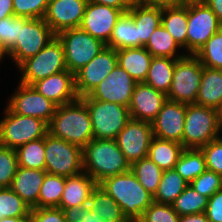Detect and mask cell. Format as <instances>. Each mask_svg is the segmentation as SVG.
I'll use <instances>...</instances> for the list:
<instances>
[{"instance_id": "obj_21", "label": "cell", "mask_w": 222, "mask_h": 222, "mask_svg": "<svg viewBox=\"0 0 222 222\" xmlns=\"http://www.w3.org/2000/svg\"><path fill=\"white\" fill-rule=\"evenodd\" d=\"M32 86L57 106L70 103L78 98L74 74L69 70L55 73L35 82Z\"/></svg>"}, {"instance_id": "obj_30", "label": "cell", "mask_w": 222, "mask_h": 222, "mask_svg": "<svg viewBox=\"0 0 222 222\" xmlns=\"http://www.w3.org/2000/svg\"><path fill=\"white\" fill-rule=\"evenodd\" d=\"M176 59L169 57H153L144 83L158 91L169 93Z\"/></svg>"}, {"instance_id": "obj_57", "label": "cell", "mask_w": 222, "mask_h": 222, "mask_svg": "<svg viewBox=\"0 0 222 222\" xmlns=\"http://www.w3.org/2000/svg\"><path fill=\"white\" fill-rule=\"evenodd\" d=\"M218 117H219V126H220V128L222 130V106L218 110Z\"/></svg>"}, {"instance_id": "obj_8", "label": "cell", "mask_w": 222, "mask_h": 222, "mask_svg": "<svg viewBox=\"0 0 222 222\" xmlns=\"http://www.w3.org/2000/svg\"><path fill=\"white\" fill-rule=\"evenodd\" d=\"M45 171L49 174L70 177L83 172L82 148L49 132L44 137Z\"/></svg>"}, {"instance_id": "obj_4", "label": "cell", "mask_w": 222, "mask_h": 222, "mask_svg": "<svg viewBox=\"0 0 222 222\" xmlns=\"http://www.w3.org/2000/svg\"><path fill=\"white\" fill-rule=\"evenodd\" d=\"M221 131L218 110L197 104H186L182 138L184 148L200 149L220 137Z\"/></svg>"}, {"instance_id": "obj_36", "label": "cell", "mask_w": 222, "mask_h": 222, "mask_svg": "<svg viewBox=\"0 0 222 222\" xmlns=\"http://www.w3.org/2000/svg\"><path fill=\"white\" fill-rule=\"evenodd\" d=\"M16 154L19 166L45 171L44 138L30 141L18 147Z\"/></svg>"}, {"instance_id": "obj_29", "label": "cell", "mask_w": 222, "mask_h": 222, "mask_svg": "<svg viewBox=\"0 0 222 222\" xmlns=\"http://www.w3.org/2000/svg\"><path fill=\"white\" fill-rule=\"evenodd\" d=\"M87 205L92 213H98L103 222H129L117 202L98 185L92 191Z\"/></svg>"}, {"instance_id": "obj_41", "label": "cell", "mask_w": 222, "mask_h": 222, "mask_svg": "<svg viewBox=\"0 0 222 222\" xmlns=\"http://www.w3.org/2000/svg\"><path fill=\"white\" fill-rule=\"evenodd\" d=\"M15 149L0 145V188H9L18 170Z\"/></svg>"}, {"instance_id": "obj_19", "label": "cell", "mask_w": 222, "mask_h": 222, "mask_svg": "<svg viewBox=\"0 0 222 222\" xmlns=\"http://www.w3.org/2000/svg\"><path fill=\"white\" fill-rule=\"evenodd\" d=\"M186 104L167 99L151 123L153 137L182 144Z\"/></svg>"}, {"instance_id": "obj_48", "label": "cell", "mask_w": 222, "mask_h": 222, "mask_svg": "<svg viewBox=\"0 0 222 222\" xmlns=\"http://www.w3.org/2000/svg\"><path fill=\"white\" fill-rule=\"evenodd\" d=\"M205 214L210 222H222V189L208 198Z\"/></svg>"}, {"instance_id": "obj_22", "label": "cell", "mask_w": 222, "mask_h": 222, "mask_svg": "<svg viewBox=\"0 0 222 222\" xmlns=\"http://www.w3.org/2000/svg\"><path fill=\"white\" fill-rule=\"evenodd\" d=\"M46 171L19 166L10 188L30 207L38 208L39 192Z\"/></svg>"}, {"instance_id": "obj_54", "label": "cell", "mask_w": 222, "mask_h": 222, "mask_svg": "<svg viewBox=\"0 0 222 222\" xmlns=\"http://www.w3.org/2000/svg\"><path fill=\"white\" fill-rule=\"evenodd\" d=\"M179 222H210L205 213L180 216Z\"/></svg>"}, {"instance_id": "obj_3", "label": "cell", "mask_w": 222, "mask_h": 222, "mask_svg": "<svg viewBox=\"0 0 222 222\" xmlns=\"http://www.w3.org/2000/svg\"><path fill=\"white\" fill-rule=\"evenodd\" d=\"M83 172L97 184L130 171V164L113 139H92L82 148Z\"/></svg>"}, {"instance_id": "obj_20", "label": "cell", "mask_w": 222, "mask_h": 222, "mask_svg": "<svg viewBox=\"0 0 222 222\" xmlns=\"http://www.w3.org/2000/svg\"><path fill=\"white\" fill-rule=\"evenodd\" d=\"M166 101L167 95L165 93L144 82L136 83L128 107L130 117L152 123Z\"/></svg>"}, {"instance_id": "obj_33", "label": "cell", "mask_w": 222, "mask_h": 222, "mask_svg": "<svg viewBox=\"0 0 222 222\" xmlns=\"http://www.w3.org/2000/svg\"><path fill=\"white\" fill-rule=\"evenodd\" d=\"M188 185L175 169L164 170L153 200L172 205Z\"/></svg>"}, {"instance_id": "obj_5", "label": "cell", "mask_w": 222, "mask_h": 222, "mask_svg": "<svg viewBox=\"0 0 222 222\" xmlns=\"http://www.w3.org/2000/svg\"><path fill=\"white\" fill-rule=\"evenodd\" d=\"M89 110L93 139H113L131 119L129 108L114 102L92 99L89 95L80 97Z\"/></svg>"}, {"instance_id": "obj_6", "label": "cell", "mask_w": 222, "mask_h": 222, "mask_svg": "<svg viewBox=\"0 0 222 222\" xmlns=\"http://www.w3.org/2000/svg\"><path fill=\"white\" fill-rule=\"evenodd\" d=\"M17 68L21 73L19 82L31 86L39 80L67 70L61 41L56 36L36 55L21 62Z\"/></svg>"}, {"instance_id": "obj_1", "label": "cell", "mask_w": 222, "mask_h": 222, "mask_svg": "<svg viewBox=\"0 0 222 222\" xmlns=\"http://www.w3.org/2000/svg\"><path fill=\"white\" fill-rule=\"evenodd\" d=\"M48 129L53 136L81 148L93 139L89 110L80 97L70 103L57 106Z\"/></svg>"}, {"instance_id": "obj_18", "label": "cell", "mask_w": 222, "mask_h": 222, "mask_svg": "<svg viewBox=\"0 0 222 222\" xmlns=\"http://www.w3.org/2000/svg\"><path fill=\"white\" fill-rule=\"evenodd\" d=\"M89 0H49L44 21L57 35L61 31L79 28Z\"/></svg>"}, {"instance_id": "obj_28", "label": "cell", "mask_w": 222, "mask_h": 222, "mask_svg": "<svg viewBox=\"0 0 222 222\" xmlns=\"http://www.w3.org/2000/svg\"><path fill=\"white\" fill-rule=\"evenodd\" d=\"M184 149L181 143L153 137L147 157L163 171L170 170L175 168Z\"/></svg>"}, {"instance_id": "obj_23", "label": "cell", "mask_w": 222, "mask_h": 222, "mask_svg": "<svg viewBox=\"0 0 222 222\" xmlns=\"http://www.w3.org/2000/svg\"><path fill=\"white\" fill-rule=\"evenodd\" d=\"M97 185V182L85 172L66 177V184L58 208L86 206Z\"/></svg>"}, {"instance_id": "obj_27", "label": "cell", "mask_w": 222, "mask_h": 222, "mask_svg": "<svg viewBox=\"0 0 222 222\" xmlns=\"http://www.w3.org/2000/svg\"><path fill=\"white\" fill-rule=\"evenodd\" d=\"M161 24L182 49H186L188 3L162 7Z\"/></svg>"}, {"instance_id": "obj_59", "label": "cell", "mask_w": 222, "mask_h": 222, "mask_svg": "<svg viewBox=\"0 0 222 222\" xmlns=\"http://www.w3.org/2000/svg\"><path fill=\"white\" fill-rule=\"evenodd\" d=\"M4 58V54L0 51V62H2Z\"/></svg>"}, {"instance_id": "obj_39", "label": "cell", "mask_w": 222, "mask_h": 222, "mask_svg": "<svg viewBox=\"0 0 222 222\" xmlns=\"http://www.w3.org/2000/svg\"><path fill=\"white\" fill-rule=\"evenodd\" d=\"M31 208L9 187L0 188V219L29 216Z\"/></svg>"}, {"instance_id": "obj_32", "label": "cell", "mask_w": 222, "mask_h": 222, "mask_svg": "<svg viewBox=\"0 0 222 222\" xmlns=\"http://www.w3.org/2000/svg\"><path fill=\"white\" fill-rule=\"evenodd\" d=\"M144 48L153 57H169L172 59H179L186 55L185 53H178V48L180 50L181 47L174 40L168 30L163 27L162 24H160L154 30Z\"/></svg>"}, {"instance_id": "obj_2", "label": "cell", "mask_w": 222, "mask_h": 222, "mask_svg": "<svg viewBox=\"0 0 222 222\" xmlns=\"http://www.w3.org/2000/svg\"><path fill=\"white\" fill-rule=\"evenodd\" d=\"M98 186L117 202L129 222H137L154 202L131 171L108 177Z\"/></svg>"}, {"instance_id": "obj_10", "label": "cell", "mask_w": 222, "mask_h": 222, "mask_svg": "<svg viewBox=\"0 0 222 222\" xmlns=\"http://www.w3.org/2000/svg\"><path fill=\"white\" fill-rule=\"evenodd\" d=\"M55 37L56 34L43 18L20 17L19 38L4 57L8 56L18 66L25 59L36 55Z\"/></svg>"}, {"instance_id": "obj_14", "label": "cell", "mask_w": 222, "mask_h": 222, "mask_svg": "<svg viewBox=\"0 0 222 222\" xmlns=\"http://www.w3.org/2000/svg\"><path fill=\"white\" fill-rule=\"evenodd\" d=\"M152 138L151 123L131 118L117 135L115 141L131 166L138 160L148 156Z\"/></svg>"}, {"instance_id": "obj_47", "label": "cell", "mask_w": 222, "mask_h": 222, "mask_svg": "<svg viewBox=\"0 0 222 222\" xmlns=\"http://www.w3.org/2000/svg\"><path fill=\"white\" fill-rule=\"evenodd\" d=\"M33 222H66L62 209L53 208H31L30 212Z\"/></svg>"}, {"instance_id": "obj_53", "label": "cell", "mask_w": 222, "mask_h": 222, "mask_svg": "<svg viewBox=\"0 0 222 222\" xmlns=\"http://www.w3.org/2000/svg\"><path fill=\"white\" fill-rule=\"evenodd\" d=\"M204 3L212 9L222 25V0H205Z\"/></svg>"}, {"instance_id": "obj_49", "label": "cell", "mask_w": 222, "mask_h": 222, "mask_svg": "<svg viewBox=\"0 0 222 222\" xmlns=\"http://www.w3.org/2000/svg\"><path fill=\"white\" fill-rule=\"evenodd\" d=\"M89 1L101 5L110 6L116 9H120L124 13H126L133 4V0H89Z\"/></svg>"}, {"instance_id": "obj_43", "label": "cell", "mask_w": 222, "mask_h": 222, "mask_svg": "<svg viewBox=\"0 0 222 222\" xmlns=\"http://www.w3.org/2000/svg\"><path fill=\"white\" fill-rule=\"evenodd\" d=\"M180 216L172 205L153 202L137 222H179Z\"/></svg>"}, {"instance_id": "obj_17", "label": "cell", "mask_w": 222, "mask_h": 222, "mask_svg": "<svg viewBox=\"0 0 222 222\" xmlns=\"http://www.w3.org/2000/svg\"><path fill=\"white\" fill-rule=\"evenodd\" d=\"M123 13L120 9L88 1L79 28L107 44Z\"/></svg>"}, {"instance_id": "obj_51", "label": "cell", "mask_w": 222, "mask_h": 222, "mask_svg": "<svg viewBox=\"0 0 222 222\" xmlns=\"http://www.w3.org/2000/svg\"><path fill=\"white\" fill-rule=\"evenodd\" d=\"M134 3L145 6H173L184 3L183 0H133Z\"/></svg>"}, {"instance_id": "obj_26", "label": "cell", "mask_w": 222, "mask_h": 222, "mask_svg": "<svg viewBox=\"0 0 222 222\" xmlns=\"http://www.w3.org/2000/svg\"><path fill=\"white\" fill-rule=\"evenodd\" d=\"M195 104L219 110L222 106V70L203 66Z\"/></svg>"}, {"instance_id": "obj_56", "label": "cell", "mask_w": 222, "mask_h": 222, "mask_svg": "<svg viewBox=\"0 0 222 222\" xmlns=\"http://www.w3.org/2000/svg\"><path fill=\"white\" fill-rule=\"evenodd\" d=\"M0 222H33L31 215L23 217H6L0 219Z\"/></svg>"}, {"instance_id": "obj_16", "label": "cell", "mask_w": 222, "mask_h": 222, "mask_svg": "<svg viewBox=\"0 0 222 222\" xmlns=\"http://www.w3.org/2000/svg\"><path fill=\"white\" fill-rule=\"evenodd\" d=\"M136 81L118 64L88 95L92 99L129 107Z\"/></svg>"}, {"instance_id": "obj_13", "label": "cell", "mask_w": 222, "mask_h": 222, "mask_svg": "<svg viewBox=\"0 0 222 222\" xmlns=\"http://www.w3.org/2000/svg\"><path fill=\"white\" fill-rule=\"evenodd\" d=\"M9 100L6 106L13 113L39 118L48 125L57 108L55 103L41 95L33 86L20 82Z\"/></svg>"}, {"instance_id": "obj_44", "label": "cell", "mask_w": 222, "mask_h": 222, "mask_svg": "<svg viewBox=\"0 0 222 222\" xmlns=\"http://www.w3.org/2000/svg\"><path fill=\"white\" fill-rule=\"evenodd\" d=\"M190 186L201 195L210 198L222 189V176L206 169L190 183Z\"/></svg>"}, {"instance_id": "obj_24", "label": "cell", "mask_w": 222, "mask_h": 222, "mask_svg": "<svg viewBox=\"0 0 222 222\" xmlns=\"http://www.w3.org/2000/svg\"><path fill=\"white\" fill-rule=\"evenodd\" d=\"M117 64L137 82H144L153 56L144 47L116 50Z\"/></svg>"}, {"instance_id": "obj_46", "label": "cell", "mask_w": 222, "mask_h": 222, "mask_svg": "<svg viewBox=\"0 0 222 222\" xmlns=\"http://www.w3.org/2000/svg\"><path fill=\"white\" fill-rule=\"evenodd\" d=\"M200 149L204 153L207 169L222 176V136L210 141Z\"/></svg>"}, {"instance_id": "obj_37", "label": "cell", "mask_w": 222, "mask_h": 222, "mask_svg": "<svg viewBox=\"0 0 222 222\" xmlns=\"http://www.w3.org/2000/svg\"><path fill=\"white\" fill-rule=\"evenodd\" d=\"M66 177L46 173L39 192L38 208L59 207Z\"/></svg>"}, {"instance_id": "obj_58", "label": "cell", "mask_w": 222, "mask_h": 222, "mask_svg": "<svg viewBox=\"0 0 222 222\" xmlns=\"http://www.w3.org/2000/svg\"><path fill=\"white\" fill-rule=\"evenodd\" d=\"M184 3H201L205 2V0H183Z\"/></svg>"}, {"instance_id": "obj_31", "label": "cell", "mask_w": 222, "mask_h": 222, "mask_svg": "<svg viewBox=\"0 0 222 222\" xmlns=\"http://www.w3.org/2000/svg\"><path fill=\"white\" fill-rule=\"evenodd\" d=\"M106 46L115 50L140 47V38H138L136 25L127 12L123 13L117 20Z\"/></svg>"}, {"instance_id": "obj_11", "label": "cell", "mask_w": 222, "mask_h": 222, "mask_svg": "<svg viewBox=\"0 0 222 222\" xmlns=\"http://www.w3.org/2000/svg\"><path fill=\"white\" fill-rule=\"evenodd\" d=\"M56 36L64 48L67 70L73 74L106 47V44L101 40L94 38L80 28L67 29Z\"/></svg>"}, {"instance_id": "obj_9", "label": "cell", "mask_w": 222, "mask_h": 222, "mask_svg": "<svg viewBox=\"0 0 222 222\" xmlns=\"http://www.w3.org/2000/svg\"><path fill=\"white\" fill-rule=\"evenodd\" d=\"M203 75V65L193 54L176 59L172 84L167 99L183 104H195Z\"/></svg>"}, {"instance_id": "obj_7", "label": "cell", "mask_w": 222, "mask_h": 222, "mask_svg": "<svg viewBox=\"0 0 222 222\" xmlns=\"http://www.w3.org/2000/svg\"><path fill=\"white\" fill-rule=\"evenodd\" d=\"M0 120V145L17 149L26 143L44 138L48 124L36 117L13 113L7 106Z\"/></svg>"}, {"instance_id": "obj_40", "label": "cell", "mask_w": 222, "mask_h": 222, "mask_svg": "<svg viewBox=\"0 0 222 222\" xmlns=\"http://www.w3.org/2000/svg\"><path fill=\"white\" fill-rule=\"evenodd\" d=\"M204 67L222 70V28L195 54Z\"/></svg>"}, {"instance_id": "obj_34", "label": "cell", "mask_w": 222, "mask_h": 222, "mask_svg": "<svg viewBox=\"0 0 222 222\" xmlns=\"http://www.w3.org/2000/svg\"><path fill=\"white\" fill-rule=\"evenodd\" d=\"M174 169L190 184L207 169L204 153L201 149L185 148Z\"/></svg>"}, {"instance_id": "obj_45", "label": "cell", "mask_w": 222, "mask_h": 222, "mask_svg": "<svg viewBox=\"0 0 222 222\" xmlns=\"http://www.w3.org/2000/svg\"><path fill=\"white\" fill-rule=\"evenodd\" d=\"M49 0H13L14 15L28 19L44 18Z\"/></svg>"}, {"instance_id": "obj_52", "label": "cell", "mask_w": 222, "mask_h": 222, "mask_svg": "<svg viewBox=\"0 0 222 222\" xmlns=\"http://www.w3.org/2000/svg\"><path fill=\"white\" fill-rule=\"evenodd\" d=\"M14 15L13 0H0V19Z\"/></svg>"}, {"instance_id": "obj_55", "label": "cell", "mask_w": 222, "mask_h": 222, "mask_svg": "<svg viewBox=\"0 0 222 222\" xmlns=\"http://www.w3.org/2000/svg\"><path fill=\"white\" fill-rule=\"evenodd\" d=\"M103 219L99 218L98 213H92L88 205L83 206V219L82 222H103Z\"/></svg>"}, {"instance_id": "obj_15", "label": "cell", "mask_w": 222, "mask_h": 222, "mask_svg": "<svg viewBox=\"0 0 222 222\" xmlns=\"http://www.w3.org/2000/svg\"><path fill=\"white\" fill-rule=\"evenodd\" d=\"M117 65L116 50L104 47L91 61L74 74L78 97L88 95Z\"/></svg>"}, {"instance_id": "obj_25", "label": "cell", "mask_w": 222, "mask_h": 222, "mask_svg": "<svg viewBox=\"0 0 222 222\" xmlns=\"http://www.w3.org/2000/svg\"><path fill=\"white\" fill-rule=\"evenodd\" d=\"M127 13L136 25L140 47H144L151 34L161 24L162 7L145 6L133 2Z\"/></svg>"}, {"instance_id": "obj_38", "label": "cell", "mask_w": 222, "mask_h": 222, "mask_svg": "<svg viewBox=\"0 0 222 222\" xmlns=\"http://www.w3.org/2000/svg\"><path fill=\"white\" fill-rule=\"evenodd\" d=\"M208 198L194 190L190 184L172 204L179 216L205 213Z\"/></svg>"}, {"instance_id": "obj_42", "label": "cell", "mask_w": 222, "mask_h": 222, "mask_svg": "<svg viewBox=\"0 0 222 222\" xmlns=\"http://www.w3.org/2000/svg\"><path fill=\"white\" fill-rule=\"evenodd\" d=\"M20 33V17L10 16L0 19V51L4 56L15 46Z\"/></svg>"}, {"instance_id": "obj_12", "label": "cell", "mask_w": 222, "mask_h": 222, "mask_svg": "<svg viewBox=\"0 0 222 222\" xmlns=\"http://www.w3.org/2000/svg\"><path fill=\"white\" fill-rule=\"evenodd\" d=\"M221 28L217 16L204 2L188 3L186 54L195 55Z\"/></svg>"}, {"instance_id": "obj_35", "label": "cell", "mask_w": 222, "mask_h": 222, "mask_svg": "<svg viewBox=\"0 0 222 222\" xmlns=\"http://www.w3.org/2000/svg\"><path fill=\"white\" fill-rule=\"evenodd\" d=\"M130 171L144 189L154 196L161 181L163 170L148 157H144L133 163L130 166Z\"/></svg>"}, {"instance_id": "obj_50", "label": "cell", "mask_w": 222, "mask_h": 222, "mask_svg": "<svg viewBox=\"0 0 222 222\" xmlns=\"http://www.w3.org/2000/svg\"><path fill=\"white\" fill-rule=\"evenodd\" d=\"M62 211L66 222H82L83 206L63 208Z\"/></svg>"}]
</instances>
